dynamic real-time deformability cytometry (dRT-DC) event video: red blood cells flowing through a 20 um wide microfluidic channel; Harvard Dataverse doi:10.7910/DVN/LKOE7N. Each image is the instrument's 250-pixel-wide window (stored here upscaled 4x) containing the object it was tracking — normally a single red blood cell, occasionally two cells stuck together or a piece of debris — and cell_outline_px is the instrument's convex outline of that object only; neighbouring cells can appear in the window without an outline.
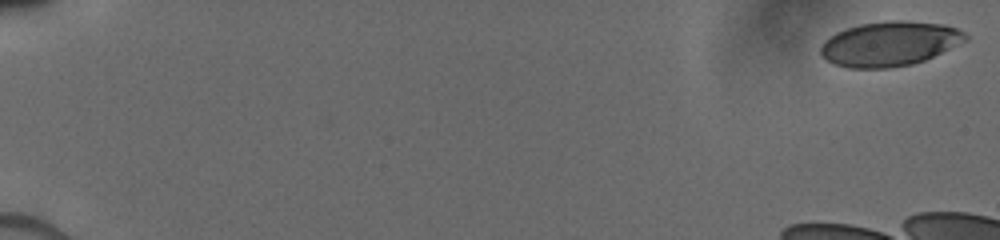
{"species": "human", "species_latin": "Homo sapiens", "temperature_condition": "cold", "stored_images_in_passage": 10, "camera_frame_rate_fps": 3000, "um_per_image_px": 0.085, "donor": {"sex": "male"}, "frame": {"image": 1, "passage_image": 1, "time_ms": 0.0, "image_size_px": [1000, 240], "cell_outline_px": [[968, 40], [924, 60], [912, 64], [888, 68], [848, 68], [832, 64], [820, 56], [820, 44], [828, 36], [836, 32], [860, 24], [892, 20], [908, 20], [944, 24], [956, 28], [964, 32], [968, 36]], "centroid_in_image_um": [75.58, 3.72], "position_along_channel_um": 9.4, "area_um2": 37.97}}